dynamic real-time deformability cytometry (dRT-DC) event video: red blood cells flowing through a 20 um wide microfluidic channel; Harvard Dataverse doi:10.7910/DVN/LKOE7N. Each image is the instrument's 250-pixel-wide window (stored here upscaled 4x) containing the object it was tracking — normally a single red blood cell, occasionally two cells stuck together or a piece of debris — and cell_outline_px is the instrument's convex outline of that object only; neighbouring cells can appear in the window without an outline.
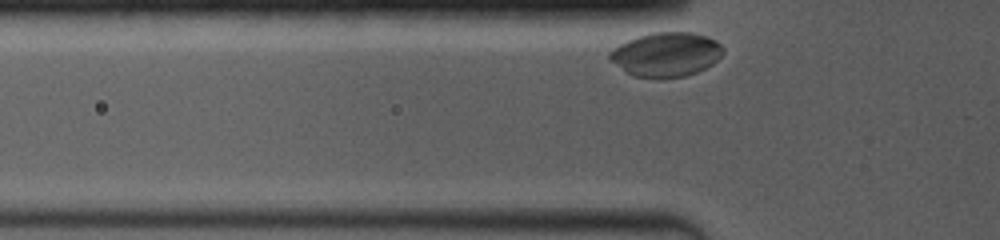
{"species": "common noctule bat (a hibernating species)", "species_latin": "Nyctalus noctula", "temperature_condition": "room temperature", "stored_images_in_passage": 11, "camera_frame_rate_fps": 4000, "um_per_image_px": 0.085, "animal": {"sex": "female", "body_mass_g": 19.0, "forearm_length_mm": 53.3}, "frame": {"image": 1, "passage_image": 2, "time_ms": 0.25, "image_size_px": [1000, 240], "cell_outline_px": [[724, 52], [712, 64], [696, 72], [684, 76], [632, 76], [624, 72], [608, 56], [608, 52], [612, 48], [636, 36], [652, 32], [692, 32], [716, 40], [724, 48]], "centroid_in_image_um": [56.6, 4.59], "position_along_channel_um": 69.2, "area_um2": 28.84}}
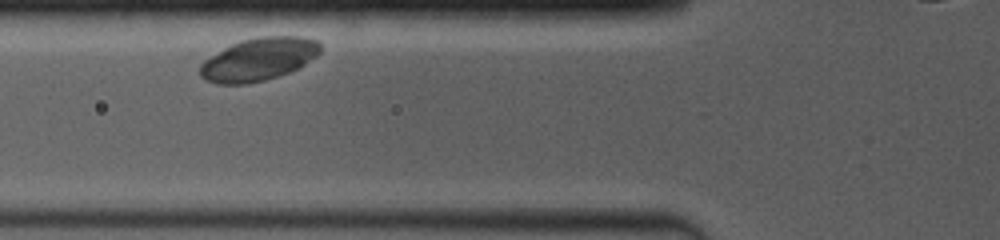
{"frame": {"image": 2, "passage_image": 6, "time_ms": 1.25, "image_size_px": [1000, 240], "cell_outline_px": [[320, 52], [316, 56], [304, 64], [288, 72], [264, 80], [248, 84], [216, 84], [200, 76], [200, 64], [204, 60], [224, 48], [240, 40], [260, 36], [300, 36], [316, 40], [320, 44]], "centroid_in_image_um": [21.97, 5.03], "position_along_channel_um": 103.8, "area_um2": 29.77}}
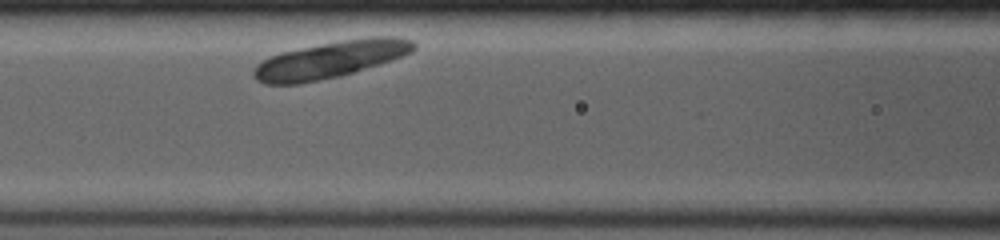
{"frame": {"image": 3, "passage_image": 10, "time_ms": 2.25, "image_size_px": [1000, 240], "cell_outline_px": [[416, 48], [412, 52], [340, 76], [300, 84], [264, 84], [256, 80], [252, 76], [252, 72], [256, 64], [272, 56], [284, 52], [320, 44], [340, 40], [368, 36], [396, 36], [412, 40], [416, 44]], "centroid_in_image_um": [28.07, 5.06], "position_along_channel_um": 138.5, "area_um2": 33.99}}